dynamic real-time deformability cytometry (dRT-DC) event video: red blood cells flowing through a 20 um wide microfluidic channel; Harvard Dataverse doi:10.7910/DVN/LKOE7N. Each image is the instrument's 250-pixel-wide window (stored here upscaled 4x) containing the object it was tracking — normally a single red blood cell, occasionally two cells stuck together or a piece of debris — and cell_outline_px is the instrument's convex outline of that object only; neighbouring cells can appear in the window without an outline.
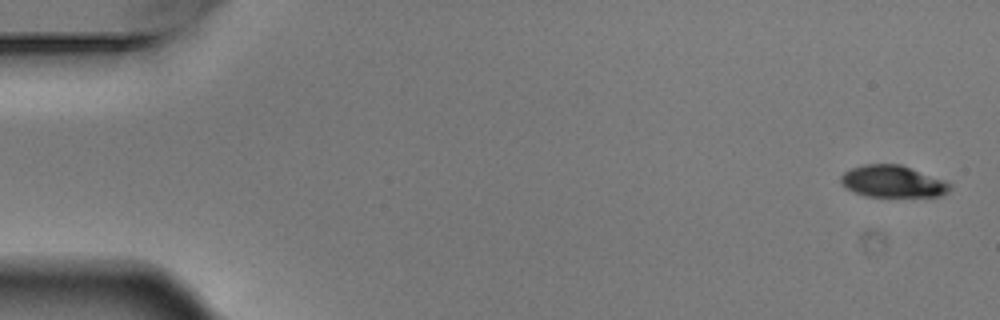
{"species": "Egyptian fruit bat (a non-hibernating species)", "species_latin": "Rousettus aegyptiacus", "temperature_condition": "warm", "stored_images_in_passage": 4, "camera_frame_rate_fps": 3000, "um_per_image_px": 0.085, "animal": {"sex": "male"}, "frame": {"image": 1, "passage_image": 1, "time_ms": 0.0, "image_size_px": [1000, 320], "cell_outline_px": [[952, 188], [948, 192], [940, 196], [864, 196], [844, 188], [840, 184], [840, 176], [844, 172], [852, 168], [864, 164], [900, 164], [944, 180], [952, 184]], "centroid_in_image_um": [75.86, 15.42], "position_along_channel_um": 9.1, "area_um2": 20.35}}